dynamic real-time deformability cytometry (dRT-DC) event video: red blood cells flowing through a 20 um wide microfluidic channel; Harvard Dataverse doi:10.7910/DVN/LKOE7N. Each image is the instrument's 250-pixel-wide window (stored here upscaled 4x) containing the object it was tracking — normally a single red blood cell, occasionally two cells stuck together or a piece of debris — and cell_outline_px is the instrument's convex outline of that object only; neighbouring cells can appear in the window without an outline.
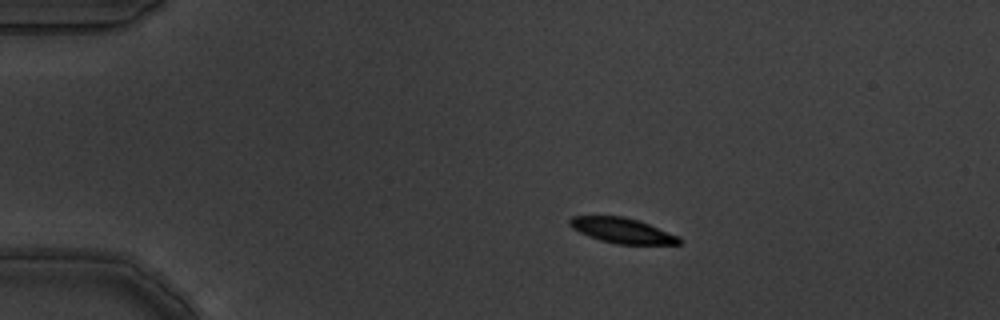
{"species": "common noctule bat (a hibernating species)", "species_latin": "Nyctalus noctula", "temperature_condition": "warm", "stored_images_in_passage": 4, "camera_frame_rate_fps": 3000, "um_per_image_px": 0.085, "animal": {"sex": "male", "body_mass_g": 19.5, "forearm_length_mm": 54.6}, "frame": {"image": 1, "passage_image": 2, "time_ms": 0.333, "image_size_px": [1000, 320], "cell_outline_px": [[684, 240], [680, 244], [616, 244], [600, 240], [588, 236], [572, 228], [568, 224], [568, 220], [572, 216], [624, 216], [648, 224], [680, 236]], "centroid_in_image_um": [52.89, 19.6], "position_along_channel_um": 32.1, "area_um2": 16.13}}